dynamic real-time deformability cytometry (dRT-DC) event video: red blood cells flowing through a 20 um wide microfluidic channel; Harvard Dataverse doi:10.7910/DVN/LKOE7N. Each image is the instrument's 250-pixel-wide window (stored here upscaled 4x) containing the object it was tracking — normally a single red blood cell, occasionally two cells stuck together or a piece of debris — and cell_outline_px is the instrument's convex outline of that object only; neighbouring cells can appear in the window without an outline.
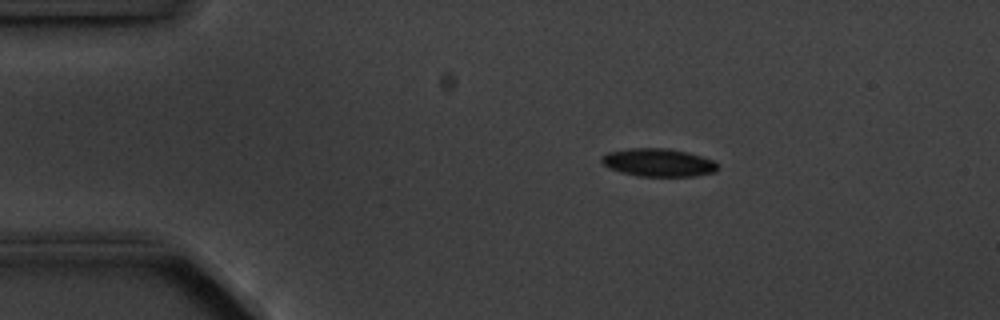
{"species": "common noctule bat (a hibernating species)", "species_latin": "Nyctalus noctula", "temperature_condition": "cold", "stored_images_in_passage": 4, "camera_frame_rate_fps": 3000, "um_per_image_px": 0.085, "animal": {"sex": "male", "body_mass_g": 20.1, "forearm_length_mm": 53.5}, "frame": {"image": 1, "passage_image": 2, "time_ms": 1.333, "image_size_px": [1000, 320], "cell_outline_px": [[716, 172], [696, 176], [640, 176], [620, 172], [608, 168], [600, 160], [600, 156], [608, 152], [628, 148], [668, 148], [688, 152], [712, 160], [716, 164]], "centroid_in_image_um": [55.91, 13.81], "position_along_channel_um": 29.1, "area_um2": 18.96}}